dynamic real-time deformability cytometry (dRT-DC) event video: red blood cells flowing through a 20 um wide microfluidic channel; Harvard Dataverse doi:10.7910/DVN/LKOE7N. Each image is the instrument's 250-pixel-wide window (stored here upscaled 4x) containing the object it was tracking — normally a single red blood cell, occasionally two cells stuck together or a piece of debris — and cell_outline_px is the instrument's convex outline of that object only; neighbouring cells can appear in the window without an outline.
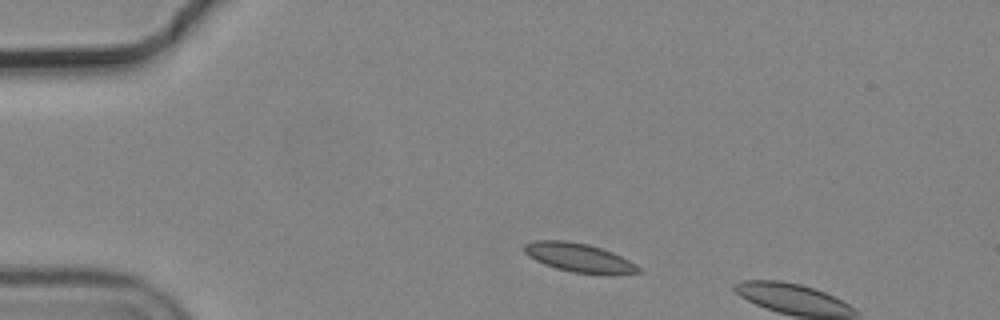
{"species": "common noctule bat (a hibernating species)", "species_latin": "Nyctalus noctula", "temperature_condition": "cold", "stored_images_in_passage": 2, "camera_frame_rate_fps": 3000, "um_per_image_px": 0.085, "animal": {"sex": "male", "body_mass_g": 19.2, "forearm_length_mm": 51.8}, "frame": {"image": 1, "passage_image": 1, "time_ms": 0.0, "image_size_px": [1000, 320], "cell_outline_px": [[644, 272], [608, 276], [604, 276], [572, 272], [556, 268], [544, 264], [528, 256], [524, 252], [524, 244], [536, 240], [564, 240], [588, 244], [612, 252], [636, 264]], "centroid_in_image_um": [49.26, 21.93], "position_along_channel_um": 35.7, "area_um2": 19.54}}